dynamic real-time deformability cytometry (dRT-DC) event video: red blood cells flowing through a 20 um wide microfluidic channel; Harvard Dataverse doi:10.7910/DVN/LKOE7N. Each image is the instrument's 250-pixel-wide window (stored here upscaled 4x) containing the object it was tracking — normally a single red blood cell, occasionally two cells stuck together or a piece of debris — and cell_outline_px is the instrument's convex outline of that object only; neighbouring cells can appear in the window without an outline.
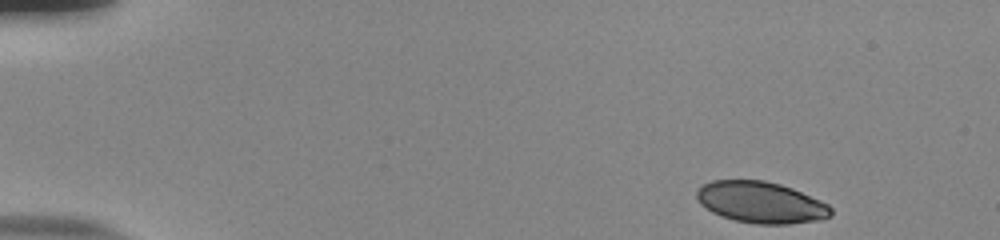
{"species": "human", "species_latin": "Homo sapiens", "temperature_condition": "room temperature", "stored_images_in_passage": 50, "camera_frame_rate_fps": 3000, "um_per_image_px": 0.085, "donor": {"sex": "male"}, "frame": {"image": 1, "passage_image": 1, "time_ms": 0.0, "image_size_px": [1000, 240], "cell_outline_px": [[832, 216], [820, 220], [788, 224], [756, 224], [736, 220], [712, 212], [700, 204], [696, 196], [696, 192], [704, 184], [712, 180], [764, 180], [780, 184], [792, 188], [820, 200], [828, 204], [832, 208]], "centroid_in_image_um": [64.7, 17.2], "position_along_channel_um": 20.3, "area_um2": 32.31}}
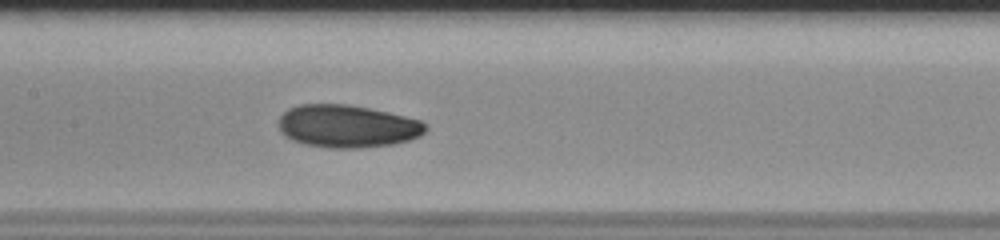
{"frame": {"image": 2, "passage_image": 23, "time_ms": 7.333, "image_size_px": [1000, 240], "cell_outline_px": [[428, 128], [420, 136], [408, 140], [392, 144], [356, 148], [332, 148], [304, 144], [292, 140], [284, 136], [280, 132], [280, 116], [288, 108], [300, 104], [348, 104], [388, 112], [420, 120]], "centroid_in_image_um": [29.49, 10.72], "position_along_channel_um": 177.9, "area_um2": 36.41}}
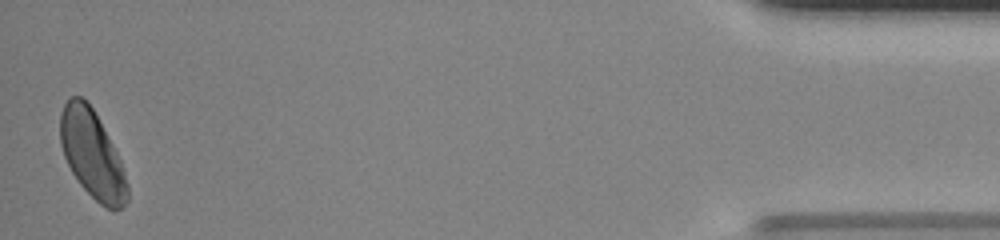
{"frame": {"image": 3, "passage_image": 49, "time_ms": 16.0, "image_size_px": [1000, 240], "cell_outline_px": [[128, 200], [120, 208], [112, 212], [100, 204], [80, 184], [72, 172], [64, 156], [60, 144], [60, 112], [68, 96], [80, 96], [92, 108], [112, 144], [120, 160], [128, 184]], "centroid_in_image_um": [7.82, 13.13], "position_along_channel_um": 427.4, "area_um2": 33.99}, "authors_computed_cell_mechanics": {"area_um2": 34.8534, "velocity_mm_per_s": 3.791, "shape_relaxation_time_tau1_ms": 3.4714, "shape_relaxation_time_tau2_ms": 4.3832, "deformation_change_tau1": 0.1073, "deformation_change_tau2": 0.0812}}